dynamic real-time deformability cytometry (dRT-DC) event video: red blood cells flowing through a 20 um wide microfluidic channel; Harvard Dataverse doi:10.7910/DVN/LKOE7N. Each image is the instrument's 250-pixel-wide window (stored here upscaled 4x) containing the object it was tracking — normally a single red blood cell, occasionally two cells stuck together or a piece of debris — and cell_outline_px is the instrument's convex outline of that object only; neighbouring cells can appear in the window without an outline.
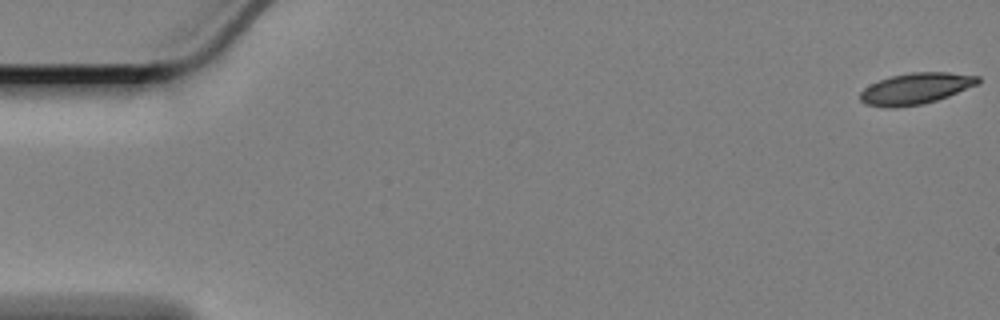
{"species": "Egyptian fruit bat (a non-hibernating species)", "species_latin": "Rousettus aegyptiacus", "temperature_condition": "cold", "stored_images_in_passage": 60, "camera_frame_rate_fps": 3000, "um_per_image_px": 0.085, "animal": {"sex": "female"}, "frame": {"image": 1, "passage_image": 1, "time_ms": 0.0, "image_size_px": [1000, 320], "cell_outline_px": [[980, 84], [948, 96], [924, 104], [896, 108], [888, 108], [864, 104], [860, 100], [860, 92], [864, 88], [880, 80], [892, 76], [912, 72], [948, 72], [980, 76]], "centroid_in_image_um": [77.86, 7.54], "position_along_channel_um": 7.1, "area_um2": 21.56}}
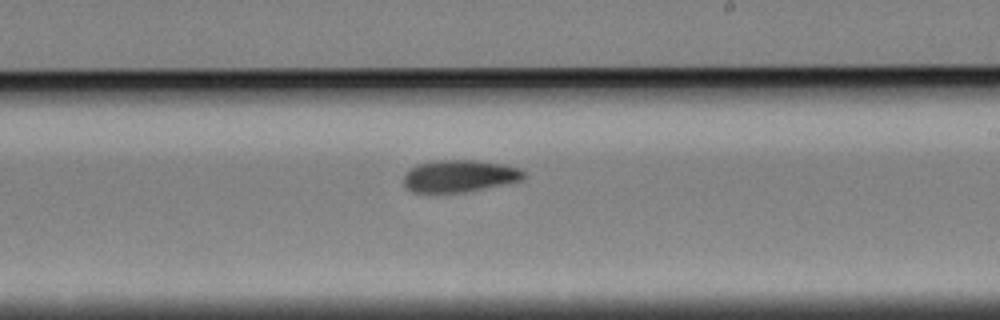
{"frame": {"image": 2, "passage_image": 35, "time_ms": 11.333, "image_size_px": [1000, 320], "cell_outline_px": [[528, 176], [520, 180], [468, 192], [412, 192], [404, 188], [404, 176], [416, 164], [436, 160], [476, 160], [504, 164], [520, 168]], "centroid_in_image_um": [39.06, 14.96], "position_along_channel_um": 249.9, "area_um2": 22.54}}
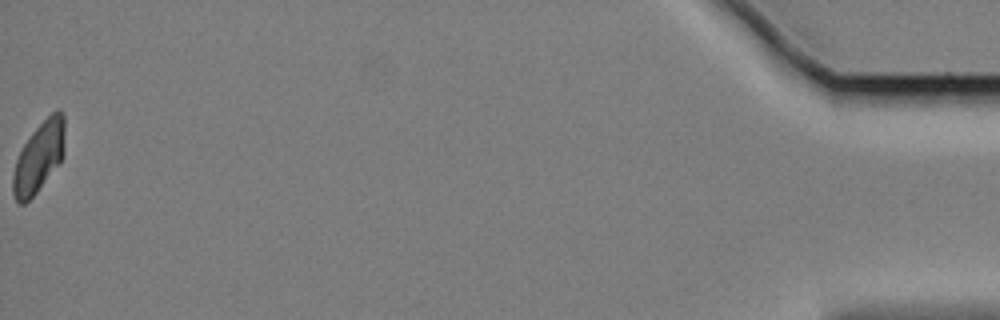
{"frame": {"image": 3, "passage_image": 60, "time_ms": 19.667, "image_size_px": [1000, 320], "cell_outline_px": [[64, 152], [60, 160], [36, 192], [24, 204], [20, 204], [16, 200], [12, 192], [12, 176], [16, 160], [24, 144], [32, 132], [56, 108], [60, 108], [64, 112]], "centroid_in_image_um": [3.3, 13.31], "position_along_channel_um": 431.9, "area_um2": 20.87}, "authors_computed_cell_mechanics": {"area_um2": 22.253, "velocity_mm_per_s": 3.3519, "shape_relaxation_time_tau1_ms": 8.7072, "shape_relaxation_time_tau2_ms": 5.6584, "deformation_change_tau1": 0.1597, "deformation_change_tau2": 0.1028}}